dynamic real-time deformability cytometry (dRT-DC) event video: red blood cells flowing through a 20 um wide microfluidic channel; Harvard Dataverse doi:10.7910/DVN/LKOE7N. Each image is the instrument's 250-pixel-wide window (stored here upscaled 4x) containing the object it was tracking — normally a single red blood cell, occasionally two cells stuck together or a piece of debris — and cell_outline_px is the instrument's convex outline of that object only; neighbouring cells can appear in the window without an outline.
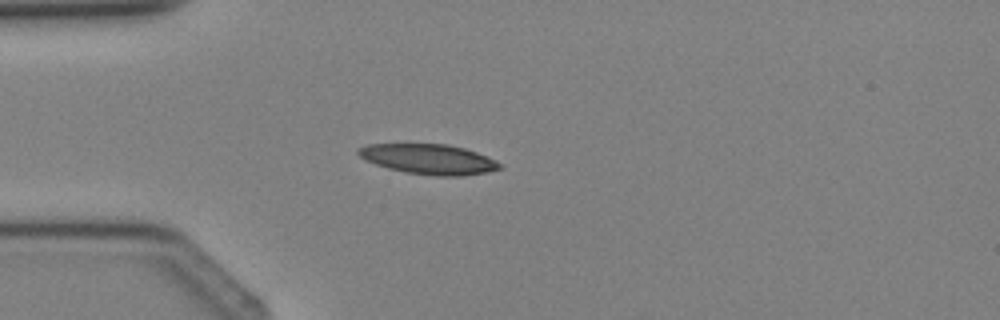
{"species": "Egyptian fruit bat (a non-hibernating species)", "species_latin": "Rousettus aegyptiacus", "temperature_condition": "cold", "stored_images_in_passage": 4, "camera_frame_rate_fps": 3000, "um_per_image_px": 0.085, "animal": {"sex": "female"}, "frame": {"image": 1, "passage_image": 4, "time_ms": 3.333, "image_size_px": [1000, 320], "cell_outline_px": [[504, 168], [484, 172], [460, 176], [436, 176], [408, 172], [388, 168], [364, 160], [356, 152], [356, 148], [368, 144], [448, 144], [464, 148], [476, 152], [496, 160]], "centroid_in_image_um": [36.42, 13.52], "position_along_channel_um": 48.6, "area_um2": 24.68}}